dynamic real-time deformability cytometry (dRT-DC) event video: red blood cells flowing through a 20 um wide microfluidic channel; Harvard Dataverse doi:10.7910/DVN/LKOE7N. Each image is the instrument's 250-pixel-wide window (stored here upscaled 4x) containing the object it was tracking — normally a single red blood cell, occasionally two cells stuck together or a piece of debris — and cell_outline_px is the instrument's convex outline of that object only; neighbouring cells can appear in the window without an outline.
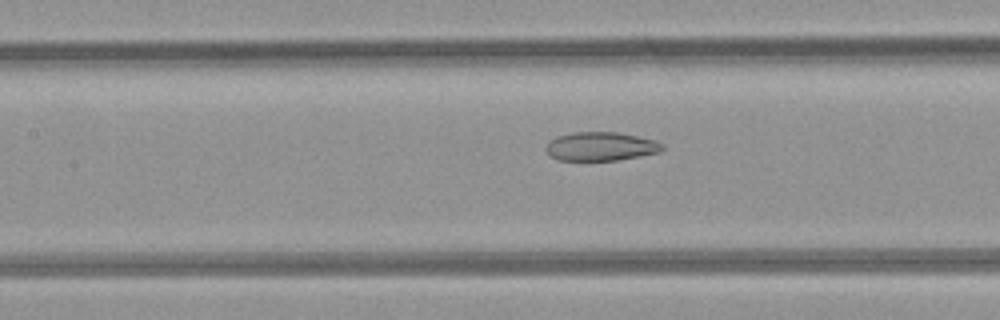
{"species": "common noctule bat (a hibernating species)", "species_latin": "Nyctalus noctula", "temperature_condition": "room temperature", "stored_images_in_passage": 37, "camera_frame_rate_fps": 3000, "um_per_image_px": 0.085, "animal": {"sex": "female", "body_mass_g": 21.9}, "frame": {"image": 1, "passage_image": 10, "time_ms": 3.0, "image_size_px": [1000, 320], "cell_outline_px": [[664, 148], [660, 152], [640, 156], [616, 160], [556, 160], [544, 148], [556, 136], [572, 132], [616, 132], [656, 140], [664, 144]], "centroid_in_image_um": [51.09, 12.44], "position_along_channel_um": 156.3, "area_um2": 19.42}}
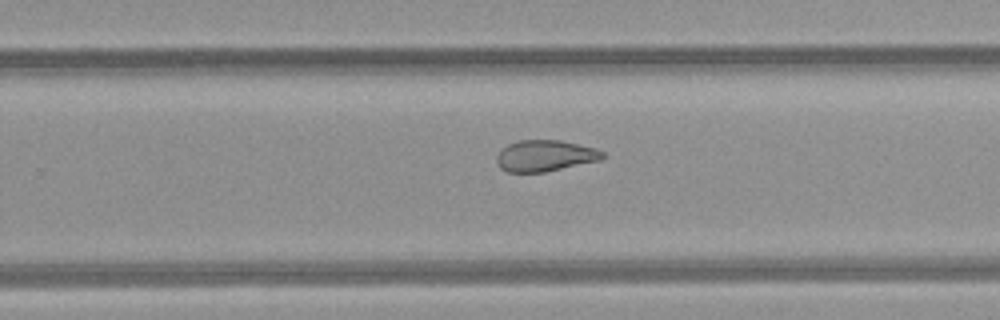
{"frame": {"image": 2, "passage_image": 19, "time_ms": 6.0, "image_size_px": [1000, 320], "cell_outline_px": [[604, 156], [600, 160], [544, 172], [508, 172], [500, 168], [496, 160], [496, 156], [500, 148], [516, 140], [560, 140], [592, 148], [604, 152]], "centroid_in_image_um": [46.26, 13.23], "position_along_channel_um": 283.5, "area_um2": 19.19}}
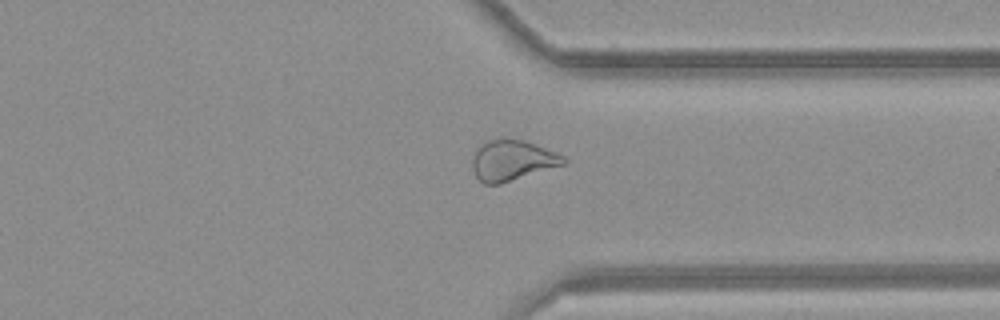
{"frame": {"image": 3, "passage_image": 25, "time_ms": 8.0, "image_size_px": [1000, 320], "cell_outline_px": [[568, 160], [564, 164], [500, 184], [484, 184], [476, 176], [472, 168], [472, 160], [476, 148], [480, 144], [488, 140], [524, 140], [556, 152], [564, 156]], "centroid_in_image_um": [43.52, 13.64], "position_along_channel_um": 367.9, "area_um2": 21.27}, "authors_computed_cell_mechanics": {"area_um2": 22.1374, "velocity_mm_per_s": 4.2441, "shape_relaxation_time_tau1_ms": null, "shape_relaxation_time_tau2_ms": 2.4537, "deformation_change_tau1": null, "deformation_change_tau2": 0.0902}}